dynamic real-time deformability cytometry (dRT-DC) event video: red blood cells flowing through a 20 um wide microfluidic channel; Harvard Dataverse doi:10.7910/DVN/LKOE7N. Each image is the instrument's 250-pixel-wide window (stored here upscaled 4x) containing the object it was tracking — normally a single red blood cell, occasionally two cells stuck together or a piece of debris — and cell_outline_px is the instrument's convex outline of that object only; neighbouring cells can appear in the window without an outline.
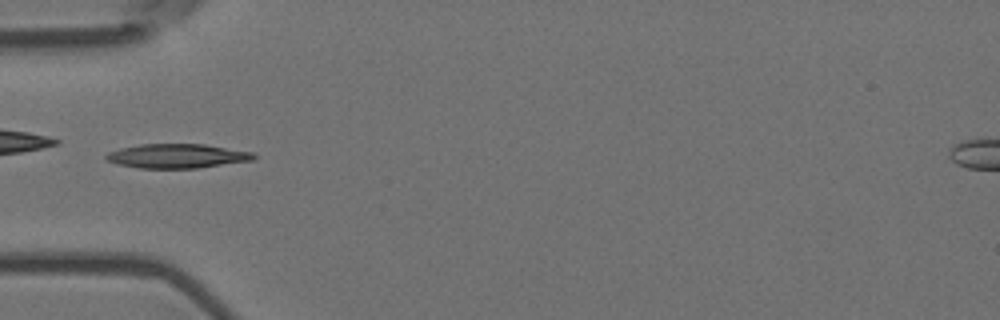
{"species": "Egyptian fruit bat (a non-hibernating species)", "species_latin": "Rousettus aegyptiacus", "temperature_condition": "room temperature", "stored_images_in_passage": 5, "camera_frame_rate_fps": 3000, "um_per_image_px": 0.085, "animal": {"sex": "female"}, "frame": {"image": 1, "passage_image": 5, "time_ms": 1.333, "image_size_px": [1000, 320], "cell_outline_px": [[256, 160], [196, 168], [140, 168], [116, 164], [108, 160], [104, 156], [108, 152], [120, 148], [140, 144], [204, 144], [256, 152]], "centroid_in_image_um": [15.1, 13.26], "position_along_channel_um": 69.9, "area_um2": 21.04}}